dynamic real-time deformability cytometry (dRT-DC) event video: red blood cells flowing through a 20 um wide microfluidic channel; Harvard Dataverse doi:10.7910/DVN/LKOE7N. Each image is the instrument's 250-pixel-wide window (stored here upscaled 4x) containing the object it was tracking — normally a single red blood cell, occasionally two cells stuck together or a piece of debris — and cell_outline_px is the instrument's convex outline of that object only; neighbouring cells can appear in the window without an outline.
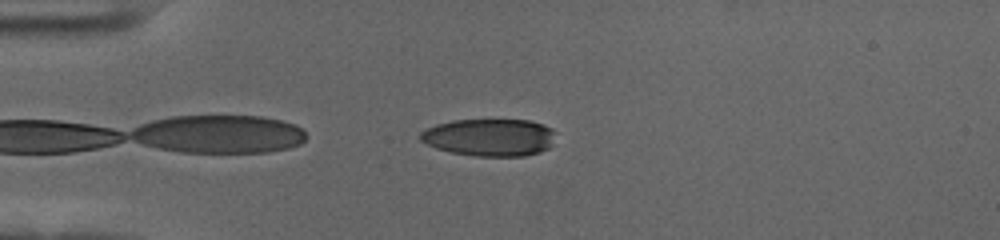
{"species": "human", "species_latin": "Homo sapiens", "temperature_condition": "cold", "stored_images_in_passage": 41, "camera_frame_rate_fps": 3000, "um_per_image_px": 0.085, "donor": {"sex": "female"}, "frame": {"image": 1, "passage_image": 3, "time_ms": 0.667, "image_size_px": [1000, 240], "cell_outline_px": [[556, 132], [552, 144], [548, 148], [540, 152], [524, 156], [472, 156], [452, 152], [436, 148], [420, 140], [420, 132], [436, 124], [452, 120], [528, 120], [544, 124], [552, 128]], "centroid_in_image_um": [41.64, 11.67], "position_along_channel_um": 43.4, "area_um2": 29.59}}
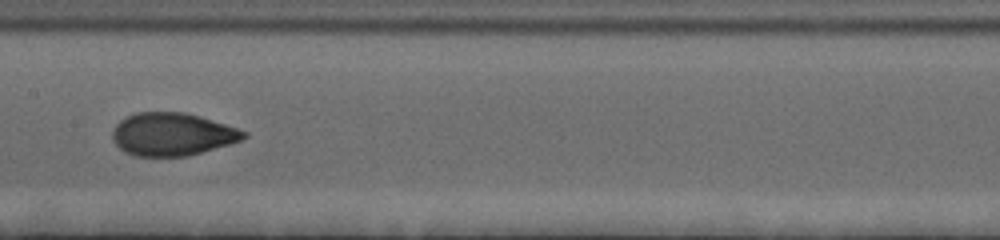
{"frame": {"image": 2, "passage_image": 18, "time_ms": 5.667, "image_size_px": [1000, 240], "cell_outline_px": [[248, 136], [240, 140], [228, 144], [188, 156], [136, 156], [124, 152], [112, 140], [112, 132], [116, 124], [124, 116], [136, 112], [184, 112], [200, 116], [248, 132]], "centroid_in_image_um": [14.6, 11.4], "position_along_channel_um": 192.8, "area_um2": 32.71}}
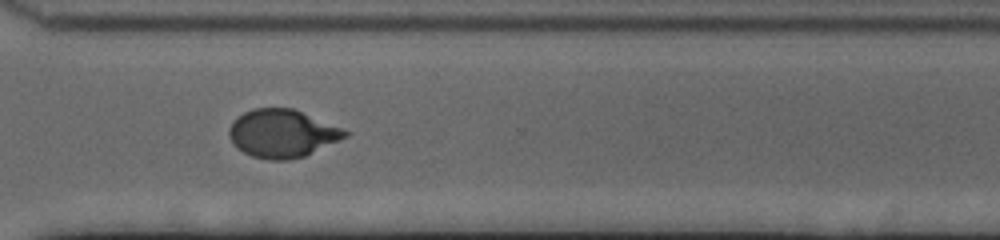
{"frame": {"image": 3, "passage_image": 31, "time_ms": 10.0, "image_size_px": [1000, 240], "cell_outline_px": [[348, 136], [304, 156], [288, 160], [268, 160], [252, 156], [236, 148], [232, 144], [228, 136], [228, 128], [244, 112], [252, 108], [292, 108], [340, 128], [348, 132]], "centroid_in_image_um": [23.93, 11.36], "position_along_channel_um": 346.7, "area_um2": 32.02}, "authors_computed_cell_mechanics": {"area_um2": 32.0212, "velocity_mm_per_s": 3.5567, "shape_relaxation_time_tau1_ms": 3.5735, "shape_relaxation_time_tau2_ms": 1.0379, "deformation_change_tau1": 0.1689, "deformation_change_tau2": 0.053}}